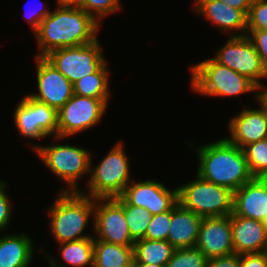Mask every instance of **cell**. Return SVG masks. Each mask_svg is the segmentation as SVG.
Masks as SVG:
<instances>
[{
  "label": "cell",
  "mask_w": 267,
  "mask_h": 267,
  "mask_svg": "<svg viewBox=\"0 0 267 267\" xmlns=\"http://www.w3.org/2000/svg\"><path fill=\"white\" fill-rule=\"evenodd\" d=\"M99 22L77 5L58 4L34 32L44 57L58 48L87 45L98 39Z\"/></svg>",
  "instance_id": "cell-1"
},
{
  "label": "cell",
  "mask_w": 267,
  "mask_h": 267,
  "mask_svg": "<svg viewBox=\"0 0 267 267\" xmlns=\"http://www.w3.org/2000/svg\"><path fill=\"white\" fill-rule=\"evenodd\" d=\"M196 151L199 160L197 175L205 181L234 192L254 178L243 149L226 138L198 147Z\"/></svg>",
  "instance_id": "cell-2"
},
{
  "label": "cell",
  "mask_w": 267,
  "mask_h": 267,
  "mask_svg": "<svg viewBox=\"0 0 267 267\" xmlns=\"http://www.w3.org/2000/svg\"><path fill=\"white\" fill-rule=\"evenodd\" d=\"M95 198L82 191H60L55 203L48 210L50 230L54 239L63 242L94 238L82 235L90 217H94Z\"/></svg>",
  "instance_id": "cell-3"
},
{
  "label": "cell",
  "mask_w": 267,
  "mask_h": 267,
  "mask_svg": "<svg viewBox=\"0 0 267 267\" xmlns=\"http://www.w3.org/2000/svg\"><path fill=\"white\" fill-rule=\"evenodd\" d=\"M191 74V88L202 95L223 97L257 90L262 92L247 77L219 64L213 58L192 66Z\"/></svg>",
  "instance_id": "cell-4"
},
{
  "label": "cell",
  "mask_w": 267,
  "mask_h": 267,
  "mask_svg": "<svg viewBox=\"0 0 267 267\" xmlns=\"http://www.w3.org/2000/svg\"><path fill=\"white\" fill-rule=\"evenodd\" d=\"M178 202L201 217L228 216L233 213V192L198 175L194 181L178 187Z\"/></svg>",
  "instance_id": "cell-5"
},
{
  "label": "cell",
  "mask_w": 267,
  "mask_h": 267,
  "mask_svg": "<svg viewBox=\"0 0 267 267\" xmlns=\"http://www.w3.org/2000/svg\"><path fill=\"white\" fill-rule=\"evenodd\" d=\"M123 142H118L102 159L99 165L90 166L88 195L92 198L119 197L130 183L129 162Z\"/></svg>",
  "instance_id": "cell-6"
},
{
  "label": "cell",
  "mask_w": 267,
  "mask_h": 267,
  "mask_svg": "<svg viewBox=\"0 0 267 267\" xmlns=\"http://www.w3.org/2000/svg\"><path fill=\"white\" fill-rule=\"evenodd\" d=\"M34 149L53 174L64 180L70 187L59 191H78L77 181L90 172L92 165L89 151L69 144L34 146Z\"/></svg>",
  "instance_id": "cell-7"
},
{
  "label": "cell",
  "mask_w": 267,
  "mask_h": 267,
  "mask_svg": "<svg viewBox=\"0 0 267 267\" xmlns=\"http://www.w3.org/2000/svg\"><path fill=\"white\" fill-rule=\"evenodd\" d=\"M44 58L72 84L84 76L97 72L105 63L99 40L50 51Z\"/></svg>",
  "instance_id": "cell-8"
},
{
  "label": "cell",
  "mask_w": 267,
  "mask_h": 267,
  "mask_svg": "<svg viewBox=\"0 0 267 267\" xmlns=\"http://www.w3.org/2000/svg\"><path fill=\"white\" fill-rule=\"evenodd\" d=\"M213 59L247 77L260 90L263 88L261 79L267 78V71L263 67L253 42L247 35L230 36L224 47L217 51Z\"/></svg>",
  "instance_id": "cell-9"
},
{
  "label": "cell",
  "mask_w": 267,
  "mask_h": 267,
  "mask_svg": "<svg viewBox=\"0 0 267 267\" xmlns=\"http://www.w3.org/2000/svg\"><path fill=\"white\" fill-rule=\"evenodd\" d=\"M108 101L82 97L76 94L58 111V137L62 139L85 131L99 123Z\"/></svg>",
  "instance_id": "cell-10"
},
{
  "label": "cell",
  "mask_w": 267,
  "mask_h": 267,
  "mask_svg": "<svg viewBox=\"0 0 267 267\" xmlns=\"http://www.w3.org/2000/svg\"><path fill=\"white\" fill-rule=\"evenodd\" d=\"M13 116L17 130L25 137L40 139L53 133L58 137V111L29 95L22 97Z\"/></svg>",
  "instance_id": "cell-11"
},
{
  "label": "cell",
  "mask_w": 267,
  "mask_h": 267,
  "mask_svg": "<svg viewBox=\"0 0 267 267\" xmlns=\"http://www.w3.org/2000/svg\"><path fill=\"white\" fill-rule=\"evenodd\" d=\"M93 218L94 240L133 247L123 206L115 198H96Z\"/></svg>",
  "instance_id": "cell-12"
},
{
  "label": "cell",
  "mask_w": 267,
  "mask_h": 267,
  "mask_svg": "<svg viewBox=\"0 0 267 267\" xmlns=\"http://www.w3.org/2000/svg\"><path fill=\"white\" fill-rule=\"evenodd\" d=\"M119 197L126 204L143 207L156 215L171 210L178 203V188L170 191L159 181L131 180Z\"/></svg>",
  "instance_id": "cell-13"
},
{
  "label": "cell",
  "mask_w": 267,
  "mask_h": 267,
  "mask_svg": "<svg viewBox=\"0 0 267 267\" xmlns=\"http://www.w3.org/2000/svg\"><path fill=\"white\" fill-rule=\"evenodd\" d=\"M255 97L261 109H245L244 106L243 111L231 118L228 123L231 137L226 139L241 149L267 138V100L262 92Z\"/></svg>",
  "instance_id": "cell-14"
},
{
  "label": "cell",
  "mask_w": 267,
  "mask_h": 267,
  "mask_svg": "<svg viewBox=\"0 0 267 267\" xmlns=\"http://www.w3.org/2000/svg\"><path fill=\"white\" fill-rule=\"evenodd\" d=\"M38 93L29 96L59 111L73 96V84L44 57H36Z\"/></svg>",
  "instance_id": "cell-15"
},
{
  "label": "cell",
  "mask_w": 267,
  "mask_h": 267,
  "mask_svg": "<svg viewBox=\"0 0 267 267\" xmlns=\"http://www.w3.org/2000/svg\"><path fill=\"white\" fill-rule=\"evenodd\" d=\"M196 247L208 259L234 254L230 215L203 217Z\"/></svg>",
  "instance_id": "cell-16"
},
{
  "label": "cell",
  "mask_w": 267,
  "mask_h": 267,
  "mask_svg": "<svg viewBox=\"0 0 267 267\" xmlns=\"http://www.w3.org/2000/svg\"><path fill=\"white\" fill-rule=\"evenodd\" d=\"M233 214L264 221L267 215V178H253L233 192Z\"/></svg>",
  "instance_id": "cell-17"
},
{
  "label": "cell",
  "mask_w": 267,
  "mask_h": 267,
  "mask_svg": "<svg viewBox=\"0 0 267 267\" xmlns=\"http://www.w3.org/2000/svg\"><path fill=\"white\" fill-rule=\"evenodd\" d=\"M235 254L262 253L267 245V229L263 221L230 215Z\"/></svg>",
  "instance_id": "cell-18"
},
{
  "label": "cell",
  "mask_w": 267,
  "mask_h": 267,
  "mask_svg": "<svg viewBox=\"0 0 267 267\" xmlns=\"http://www.w3.org/2000/svg\"><path fill=\"white\" fill-rule=\"evenodd\" d=\"M195 12L202 14L212 21L222 31H239L241 34L231 36H245L247 32V16L238 9L232 8L220 0H195Z\"/></svg>",
  "instance_id": "cell-19"
},
{
  "label": "cell",
  "mask_w": 267,
  "mask_h": 267,
  "mask_svg": "<svg viewBox=\"0 0 267 267\" xmlns=\"http://www.w3.org/2000/svg\"><path fill=\"white\" fill-rule=\"evenodd\" d=\"M203 217L185 209L179 202L172 208L167 241L175 248L196 247Z\"/></svg>",
  "instance_id": "cell-20"
},
{
  "label": "cell",
  "mask_w": 267,
  "mask_h": 267,
  "mask_svg": "<svg viewBox=\"0 0 267 267\" xmlns=\"http://www.w3.org/2000/svg\"><path fill=\"white\" fill-rule=\"evenodd\" d=\"M33 244L24 233L0 238V267H28L32 260Z\"/></svg>",
  "instance_id": "cell-21"
},
{
  "label": "cell",
  "mask_w": 267,
  "mask_h": 267,
  "mask_svg": "<svg viewBox=\"0 0 267 267\" xmlns=\"http://www.w3.org/2000/svg\"><path fill=\"white\" fill-rule=\"evenodd\" d=\"M175 248L164 240L141 239L134 242L133 255L135 263L166 266Z\"/></svg>",
  "instance_id": "cell-22"
},
{
  "label": "cell",
  "mask_w": 267,
  "mask_h": 267,
  "mask_svg": "<svg viewBox=\"0 0 267 267\" xmlns=\"http://www.w3.org/2000/svg\"><path fill=\"white\" fill-rule=\"evenodd\" d=\"M133 260V247L94 240V267H123Z\"/></svg>",
  "instance_id": "cell-23"
},
{
  "label": "cell",
  "mask_w": 267,
  "mask_h": 267,
  "mask_svg": "<svg viewBox=\"0 0 267 267\" xmlns=\"http://www.w3.org/2000/svg\"><path fill=\"white\" fill-rule=\"evenodd\" d=\"M105 63L97 72L82 77L73 83V93L93 99L108 101L109 97V71Z\"/></svg>",
  "instance_id": "cell-24"
},
{
  "label": "cell",
  "mask_w": 267,
  "mask_h": 267,
  "mask_svg": "<svg viewBox=\"0 0 267 267\" xmlns=\"http://www.w3.org/2000/svg\"><path fill=\"white\" fill-rule=\"evenodd\" d=\"M61 258L73 267H94V238L63 242Z\"/></svg>",
  "instance_id": "cell-25"
},
{
  "label": "cell",
  "mask_w": 267,
  "mask_h": 267,
  "mask_svg": "<svg viewBox=\"0 0 267 267\" xmlns=\"http://www.w3.org/2000/svg\"><path fill=\"white\" fill-rule=\"evenodd\" d=\"M115 199L123 206L124 216L132 240L144 239L152 215L143 207L126 204L120 197Z\"/></svg>",
  "instance_id": "cell-26"
},
{
  "label": "cell",
  "mask_w": 267,
  "mask_h": 267,
  "mask_svg": "<svg viewBox=\"0 0 267 267\" xmlns=\"http://www.w3.org/2000/svg\"><path fill=\"white\" fill-rule=\"evenodd\" d=\"M247 165L254 178H267V138L243 148Z\"/></svg>",
  "instance_id": "cell-27"
},
{
  "label": "cell",
  "mask_w": 267,
  "mask_h": 267,
  "mask_svg": "<svg viewBox=\"0 0 267 267\" xmlns=\"http://www.w3.org/2000/svg\"><path fill=\"white\" fill-rule=\"evenodd\" d=\"M209 259L197 248L175 249L166 267H207Z\"/></svg>",
  "instance_id": "cell-28"
},
{
  "label": "cell",
  "mask_w": 267,
  "mask_h": 267,
  "mask_svg": "<svg viewBox=\"0 0 267 267\" xmlns=\"http://www.w3.org/2000/svg\"><path fill=\"white\" fill-rule=\"evenodd\" d=\"M171 219L172 209L164 213L152 215L144 239L167 241Z\"/></svg>",
  "instance_id": "cell-29"
},
{
  "label": "cell",
  "mask_w": 267,
  "mask_h": 267,
  "mask_svg": "<svg viewBox=\"0 0 267 267\" xmlns=\"http://www.w3.org/2000/svg\"><path fill=\"white\" fill-rule=\"evenodd\" d=\"M119 2V0H79L77 6L99 22L98 19L120 9Z\"/></svg>",
  "instance_id": "cell-30"
},
{
  "label": "cell",
  "mask_w": 267,
  "mask_h": 267,
  "mask_svg": "<svg viewBox=\"0 0 267 267\" xmlns=\"http://www.w3.org/2000/svg\"><path fill=\"white\" fill-rule=\"evenodd\" d=\"M267 30V0H253L247 15V31Z\"/></svg>",
  "instance_id": "cell-31"
},
{
  "label": "cell",
  "mask_w": 267,
  "mask_h": 267,
  "mask_svg": "<svg viewBox=\"0 0 267 267\" xmlns=\"http://www.w3.org/2000/svg\"><path fill=\"white\" fill-rule=\"evenodd\" d=\"M246 35L253 42L263 67L267 71V30L247 31Z\"/></svg>",
  "instance_id": "cell-32"
},
{
  "label": "cell",
  "mask_w": 267,
  "mask_h": 267,
  "mask_svg": "<svg viewBox=\"0 0 267 267\" xmlns=\"http://www.w3.org/2000/svg\"><path fill=\"white\" fill-rule=\"evenodd\" d=\"M7 183L4 181H0V231L4 229L7 224H9L11 219V204L9 201V197L6 194Z\"/></svg>",
  "instance_id": "cell-33"
},
{
  "label": "cell",
  "mask_w": 267,
  "mask_h": 267,
  "mask_svg": "<svg viewBox=\"0 0 267 267\" xmlns=\"http://www.w3.org/2000/svg\"><path fill=\"white\" fill-rule=\"evenodd\" d=\"M240 267H267V257L264 252L240 254Z\"/></svg>",
  "instance_id": "cell-34"
},
{
  "label": "cell",
  "mask_w": 267,
  "mask_h": 267,
  "mask_svg": "<svg viewBox=\"0 0 267 267\" xmlns=\"http://www.w3.org/2000/svg\"><path fill=\"white\" fill-rule=\"evenodd\" d=\"M207 267H240L239 255L234 253L229 256L209 259Z\"/></svg>",
  "instance_id": "cell-35"
},
{
  "label": "cell",
  "mask_w": 267,
  "mask_h": 267,
  "mask_svg": "<svg viewBox=\"0 0 267 267\" xmlns=\"http://www.w3.org/2000/svg\"><path fill=\"white\" fill-rule=\"evenodd\" d=\"M40 6L43 7L42 4ZM37 11L33 12L32 14L29 13V16H27V19L31 24V27L33 28L34 32L38 29L40 23L44 20V18H46L50 14V11L45 8H42V10L39 9Z\"/></svg>",
  "instance_id": "cell-36"
},
{
  "label": "cell",
  "mask_w": 267,
  "mask_h": 267,
  "mask_svg": "<svg viewBox=\"0 0 267 267\" xmlns=\"http://www.w3.org/2000/svg\"><path fill=\"white\" fill-rule=\"evenodd\" d=\"M226 5L241 10L246 16L249 13L253 0H220Z\"/></svg>",
  "instance_id": "cell-37"
},
{
  "label": "cell",
  "mask_w": 267,
  "mask_h": 267,
  "mask_svg": "<svg viewBox=\"0 0 267 267\" xmlns=\"http://www.w3.org/2000/svg\"><path fill=\"white\" fill-rule=\"evenodd\" d=\"M79 0H57V4L77 5Z\"/></svg>",
  "instance_id": "cell-38"
},
{
  "label": "cell",
  "mask_w": 267,
  "mask_h": 267,
  "mask_svg": "<svg viewBox=\"0 0 267 267\" xmlns=\"http://www.w3.org/2000/svg\"><path fill=\"white\" fill-rule=\"evenodd\" d=\"M46 258L49 259V262H50V265H51L50 267H66V266H63L64 264H61L59 262L57 263V261H55L53 257L48 256Z\"/></svg>",
  "instance_id": "cell-39"
},
{
  "label": "cell",
  "mask_w": 267,
  "mask_h": 267,
  "mask_svg": "<svg viewBox=\"0 0 267 267\" xmlns=\"http://www.w3.org/2000/svg\"><path fill=\"white\" fill-rule=\"evenodd\" d=\"M137 267H166V266H160V265H152V264H146V263H136Z\"/></svg>",
  "instance_id": "cell-40"
},
{
  "label": "cell",
  "mask_w": 267,
  "mask_h": 267,
  "mask_svg": "<svg viewBox=\"0 0 267 267\" xmlns=\"http://www.w3.org/2000/svg\"><path fill=\"white\" fill-rule=\"evenodd\" d=\"M123 267H137L135 261L133 260L130 264L123 266Z\"/></svg>",
  "instance_id": "cell-41"
},
{
  "label": "cell",
  "mask_w": 267,
  "mask_h": 267,
  "mask_svg": "<svg viewBox=\"0 0 267 267\" xmlns=\"http://www.w3.org/2000/svg\"><path fill=\"white\" fill-rule=\"evenodd\" d=\"M262 95L266 98L267 100V89L263 88L262 89Z\"/></svg>",
  "instance_id": "cell-42"
},
{
  "label": "cell",
  "mask_w": 267,
  "mask_h": 267,
  "mask_svg": "<svg viewBox=\"0 0 267 267\" xmlns=\"http://www.w3.org/2000/svg\"><path fill=\"white\" fill-rule=\"evenodd\" d=\"M263 223H264V225H265V227H266V229H267V215H266V217H265Z\"/></svg>",
  "instance_id": "cell-43"
},
{
  "label": "cell",
  "mask_w": 267,
  "mask_h": 267,
  "mask_svg": "<svg viewBox=\"0 0 267 267\" xmlns=\"http://www.w3.org/2000/svg\"><path fill=\"white\" fill-rule=\"evenodd\" d=\"M264 253L266 254V257H267V245H266V249H265Z\"/></svg>",
  "instance_id": "cell-44"
}]
</instances>
